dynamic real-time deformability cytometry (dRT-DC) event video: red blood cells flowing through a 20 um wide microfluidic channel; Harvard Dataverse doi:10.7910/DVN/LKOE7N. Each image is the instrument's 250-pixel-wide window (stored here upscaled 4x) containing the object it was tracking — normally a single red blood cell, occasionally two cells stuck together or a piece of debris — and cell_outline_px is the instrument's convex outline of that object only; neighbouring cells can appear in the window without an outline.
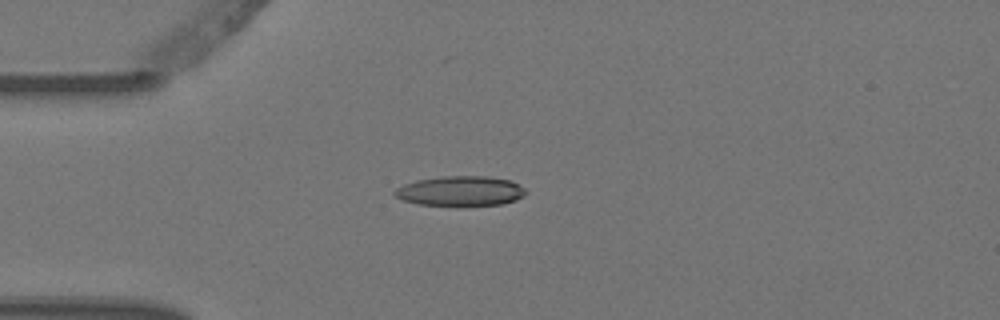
{"species": "Egyptian fruit bat (a non-hibernating species)", "species_latin": "Rousettus aegyptiacus", "temperature_condition": "warm", "stored_images_in_passage": 3, "camera_frame_rate_fps": 3000, "um_per_image_px": 0.085, "animal": {"sex": "female"}, "frame": {"image": 1, "passage_image": 3, "time_ms": 0.667, "image_size_px": [1000, 320], "cell_outline_px": [[528, 192], [524, 196], [516, 200], [500, 204], [420, 204], [404, 200], [396, 196], [392, 192], [396, 188], [404, 184], [416, 180], [444, 176], [488, 176], [512, 180], [524, 188]], "centroid_in_image_um": [39.17, 16.2], "position_along_channel_um": 45.8, "area_um2": 22.43}}